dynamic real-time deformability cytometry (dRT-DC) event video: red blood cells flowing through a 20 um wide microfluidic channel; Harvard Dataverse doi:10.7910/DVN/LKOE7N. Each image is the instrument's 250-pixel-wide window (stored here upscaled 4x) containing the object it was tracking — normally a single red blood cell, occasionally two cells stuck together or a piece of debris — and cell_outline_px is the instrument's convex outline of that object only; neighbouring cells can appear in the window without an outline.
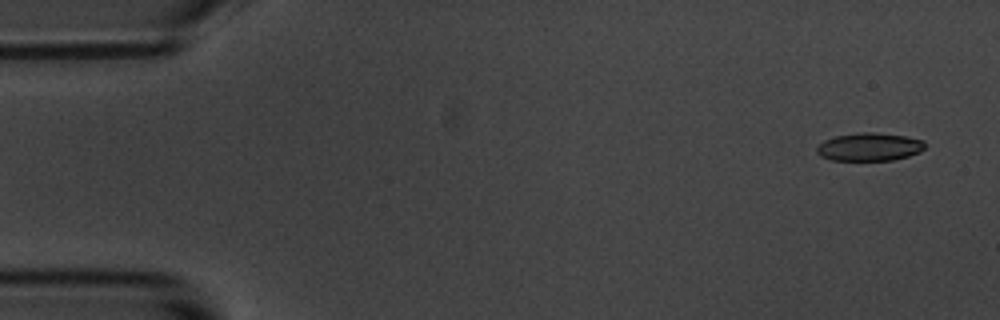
{"species": "common noctule bat (a hibernating species)", "species_latin": "Nyctalus noctula", "temperature_condition": "room temperature", "stored_images_in_passage": 5, "segment_of_instrument_passage": [2, 2], "camera_frame_rate_fps": 3000, "um_per_image_px": 0.085, "animal": {"sex": "male", "body_mass_g": 20.1, "forearm_length_mm": 53.5}, "frame": {"image": 1, "passage_image": 5, "time_ms": 5.667, "image_size_px": [1000, 320], "cell_outline_px": [[924, 148], [920, 152], [908, 156], [892, 160], [832, 160], [820, 156], [816, 152], [816, 148], [824, 140], [836, 136], [860, 132], [876, 132], [904, 136], [924, 140]], "centroid_in_image_um": [73.89, 12.48], "position_along_channel_um": 11.1, "area_um2": 17.63}}